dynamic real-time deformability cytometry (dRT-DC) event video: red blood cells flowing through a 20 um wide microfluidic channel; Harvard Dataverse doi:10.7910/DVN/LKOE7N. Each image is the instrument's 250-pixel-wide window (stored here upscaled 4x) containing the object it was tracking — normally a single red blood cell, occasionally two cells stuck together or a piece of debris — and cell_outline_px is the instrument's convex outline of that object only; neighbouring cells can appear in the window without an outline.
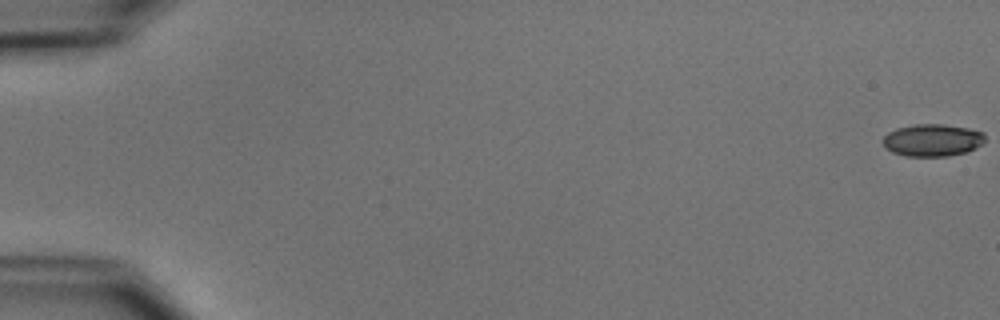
{"species": "common noctule bat (a hibernating species)", "species_latin": "Nyctalus noctula", "temperature_condition": "cold", "stored_images_in_passage": 55, "camera_frame_rate_fps": 3000, "um_per_image_px": 0.085, "animal": {"sex": "male", "body_mass_g": 15.6}, "frame": {"image": 1, "passage_image": 1, "time_ms": 0.0, "image_size_px": [1000, 320], "cell_outline_px": [[984, 144], [968, 152], [948, 156], [904, 156], [892, 152], [884, 148], [880, 140], [888, 132], [896, 128], [916, 124], [944, 124], [968, 128], [984, 132]], "centroid_in_image_um": [79.24, 11.92], "position_along_channel_um": 5.8, "area_um2": 19.59}}
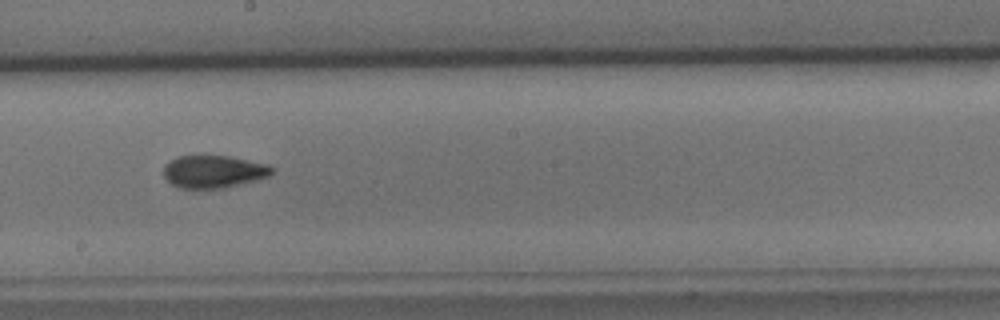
{"frame": {"image": 2, "passage_image": 32, "time_ms": 10.333, "image_size_px": [1000, 320], "cell_outline_px": [[276, 168], [268, 176], [256, 180], [224, 188], [180, 188], [172, 184], [164, 176], [164, 164], [168, 160], [180, 156], [228, 156], [268, 164]], "centroid_in_image_um": [18.16, 14.58], "position_along_channel_um": 230.0, "area_um2": 20.52}}
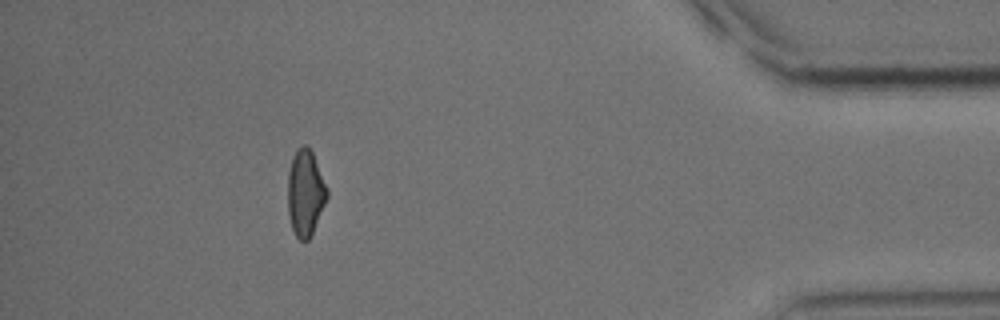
{"frame": {"image": 3, "passage_image": 50, "time_ms": 16.333, "image_size_px": [1000, 320], "cell_outline_px": [[328, 196], [312, 232], [308, 240], [300, 240], [296, 236], [292, 228], [288, 216], [288, 172], [292, 156], [296, 148], [304, 144], [308, 144], [312, 152], [328, 188]], "centroid_in_image_um": [25.94, 16.34], "position_along_channel_um": 409.3, "area_um2": 19.77}, "authors_computed_cell_mechanics": {"area_um2": 20.1144, "velocity_mm_per_s": 3.7652, "shape_relaxation_time_tau1_ms": 5.19, "shape_relaxation_time_tau2_ms": 2.3205, "deformation_change_tau1": 0.1277, "deformation_change_tau2": 0.0865}}